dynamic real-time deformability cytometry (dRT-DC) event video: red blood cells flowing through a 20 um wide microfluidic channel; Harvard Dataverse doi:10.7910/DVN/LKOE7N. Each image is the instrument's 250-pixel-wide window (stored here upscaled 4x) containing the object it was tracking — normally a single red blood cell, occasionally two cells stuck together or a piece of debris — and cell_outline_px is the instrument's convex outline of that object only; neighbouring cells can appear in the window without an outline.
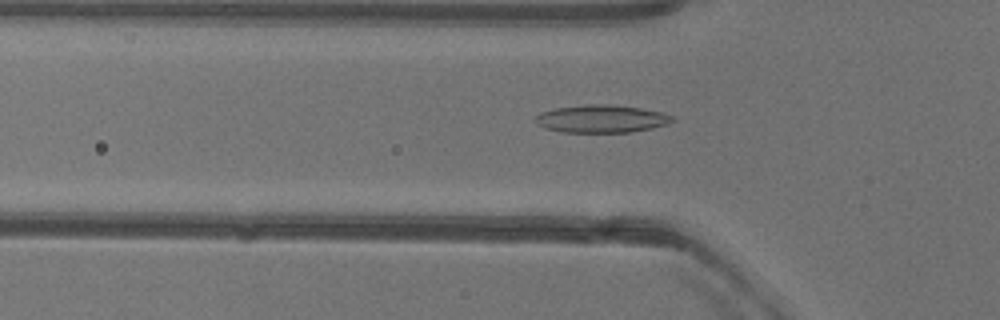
{"species": "common noctule bat (a hibernating species)", "species_latin": "Nyctalus noctula", "temperature_condition": "warm", "stored_images_in_passage": 33, "camera_frame_rate_fps": 3000, "um_per_image_px": 0.085, "animal": {"sex": "female"}, "frame": {"image": 1, "passage_image": 5, "time_ms": 1.333, "image_size_px": [1000, 320], "cell_outline_px": [[676, 120], [668, 124], [652, 128], [628, 132], [560, 132], [544, 128], [536, 124], [532, 120], [540, 112], [556, 108], [588, 104], [608, 104], [640, 108], [660, 112], [672, 116]], "centroid_in_image_um": [51.08, 10.1], "position_along_channel_um": 74.7, "area_um2": 22.2}}
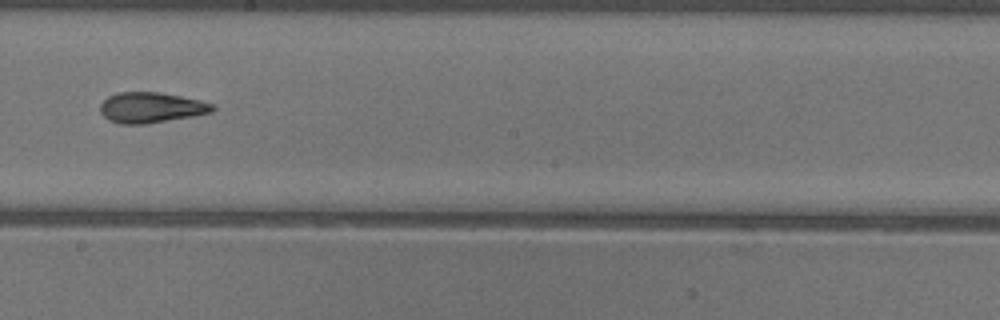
{"frame": {"image": 2, "passage_image": 17, "time_ms": 5.333, "image_size_px": [1000, 320], "cell_outline_px": [[216, 108], [212, 112], [192, 116], [148, 124], [120, 124], [108, 120], [100, 112], [100, 104], [108, 96], [116, 92], [160, 92], [200, 100], [212, 104]], "centroid_in_image_um": [12.81, 9.14], "position_along_channel_um": 235.4, "area_um2": 20.06}}
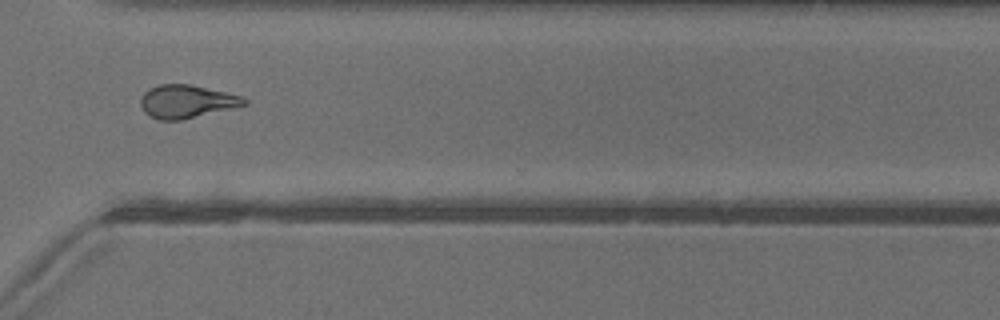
{"frame": {"image": 3, "passage_image": 26, "time_ms": 8.333, "image_size_px": [1000, 320], "cell_outline_px": [[248, 104], [232, 108], [180, 120], [160, 120], [148, 116], [144, 112], [140, 104], [140, 96], [148, 88], [160, 84], [188, 84], [224, 92], [240, 96], [248, 100]], "centroid_in_image_um": [15.8, 8.63], "position_along_channel_um": 354.8, "area_um2": 19.88}, "authors_computed_cell_mechanics": {"area_um2": 19.4786, "velocity_mm_per_s": 3.9902, "shape_relaxation_time_tau1_ms": null, "shape_relaxation_time_tau2_ms": 1.1815, "deformation_change_tau1": null, "deformation_change_tau2": 0.0944}}